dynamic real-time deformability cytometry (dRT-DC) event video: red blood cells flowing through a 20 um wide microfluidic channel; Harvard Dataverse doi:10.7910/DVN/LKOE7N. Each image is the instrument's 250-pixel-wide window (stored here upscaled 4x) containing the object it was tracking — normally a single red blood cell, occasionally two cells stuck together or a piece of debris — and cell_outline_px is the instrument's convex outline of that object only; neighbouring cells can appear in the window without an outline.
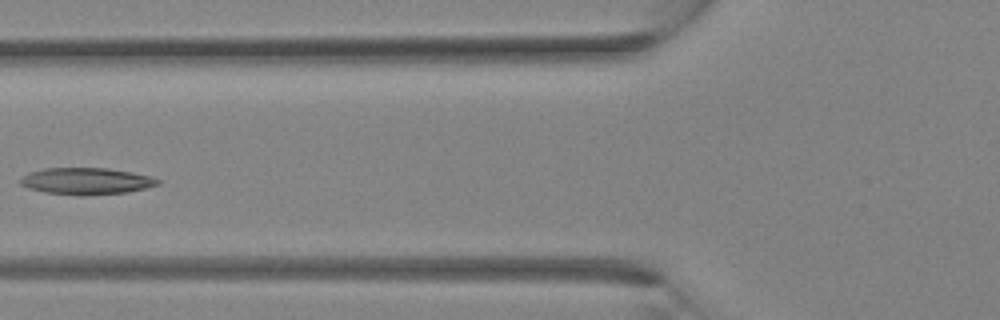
{"species": "Egyptian fruit bat (a non-hibernating species)", "species_latin": "Rousettus aegyptiacus", "temperature_condition": "room temperature", "stored_images_in_passage": 4, "camera_frame_rate_fps": 3000, "um_per_image_px": 0.085, "animal": {"sex": "female"}, "frame": {"image": 1, "passage_image": 4, "time_ms": 1.0, "image_size_px": [1000, 320], "cell_outline_px": [[160, 184], [128, 192], [44, 192], [28, 188], [20, 184], [20, 180], [28, 172], [44, 168], [108, 168], [132, 172], [148, 176], [160, 180]], "centroid_in_image_um": [7.32, 15.33], "position_along_channel_um": 118.5, "area_um2": 20.17}}